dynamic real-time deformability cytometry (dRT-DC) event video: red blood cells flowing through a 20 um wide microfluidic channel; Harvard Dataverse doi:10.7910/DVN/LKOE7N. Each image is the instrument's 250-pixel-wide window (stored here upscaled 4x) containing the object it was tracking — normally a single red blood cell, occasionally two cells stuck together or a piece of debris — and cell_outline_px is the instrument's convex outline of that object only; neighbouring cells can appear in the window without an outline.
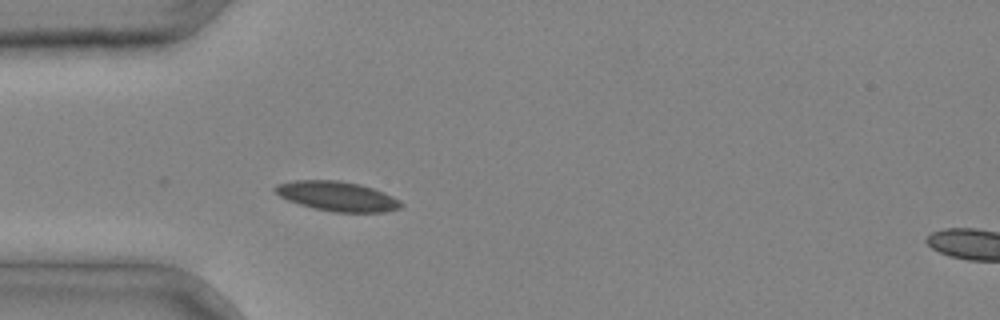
{"species": "common noctule bat (a hibernating species)", "species_latin": "Nyctalus noctula", "temperature_condition": "cold", "stored_images_in_passage": 2, "segment_of_instrument_passage": [1, 2], "camera_frame_rate_fps": 3000, "um_per_image_px": 0.085, "animal": {"sex": "male", "body_mass_g": 20.4}, "frame": {"image": 1, "passage_image": 1, "time_ms": 0.0, "image_size_px": [1000, 320], "cell_outline_px": [[404, 204], [400, 208], [384, 212], [332, 212], [300, 204], [288, 200], [280, 196], [272, 188], [276, 184], [292, 180], [340, 180], [360, 184], [372, 188], [392, 196], [400, 200]], "centroid_in_image_um": [28.65, 16.67], "position_along_channel_um": 56.3, "area_um2": 21.73}}